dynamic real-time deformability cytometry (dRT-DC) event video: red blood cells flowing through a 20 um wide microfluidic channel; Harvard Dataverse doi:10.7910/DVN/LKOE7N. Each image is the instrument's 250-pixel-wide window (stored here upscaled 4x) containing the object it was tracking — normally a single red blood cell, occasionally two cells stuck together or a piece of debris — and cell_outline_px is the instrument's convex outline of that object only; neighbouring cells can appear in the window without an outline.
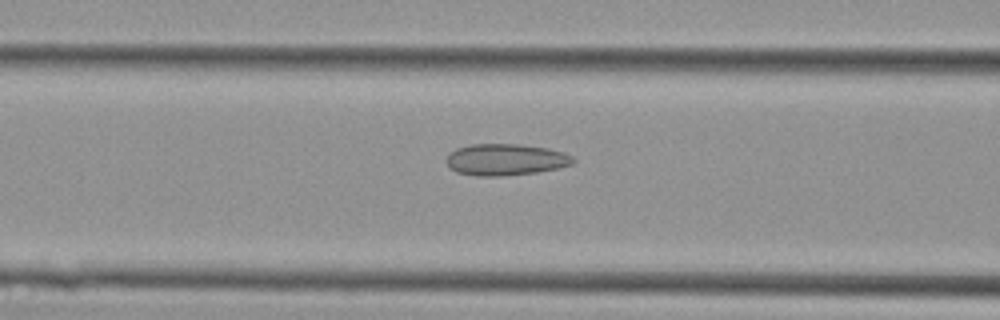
{"species": "Egyptian fruit bat (a non-hibernating species)", "species_latin": "Rousettus aegyptiacus", "temperature_condition": "cold", "stored_images_in_passage": 33, "camera_frame_rate_fps": 3000, "um_per_image_px": 0.085, "animal": {"sex": "female"}, "frame": {"image": 1, "passage_image": 12, "time_ms": 3.667, "image_size_px": [1000, 320], "cell_outline_px": [[576, 160], [572, 164], [560, 168], [536, 172], [500, 176], [476, 176], [456, 172], [448, 168], [448, 156], [456, 148], [472, 144], [520, 144], [548, 148], [564, 152], [572, 156]], "centroid_in_image_um": [43.0, 13.57], "position_along_channel_um": 123.6, "area_um2": 23.35}}
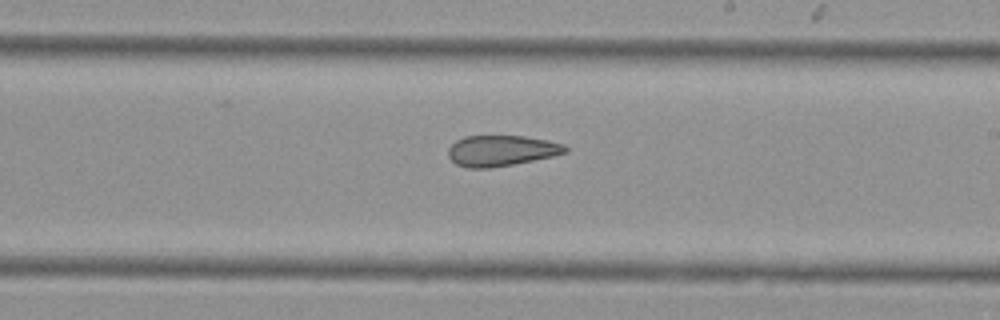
{"frame": {"image": 2, "passage_image": 20, "time_ms": 6.333, "image_size_px": [1000, 320], "cell_outline_px": [[568, 152], [552, 156], [492, 168], [468, 168], [456, 164], [448, 156], [448, 148], [456, 140], [464, 136], [524, 136], [548, 140], [564, 144], [568, 148]], "centroid_in_image_um": [42.6, 12.8], "position_along_channel_um": 246.4, "area_um2": 20.98}}
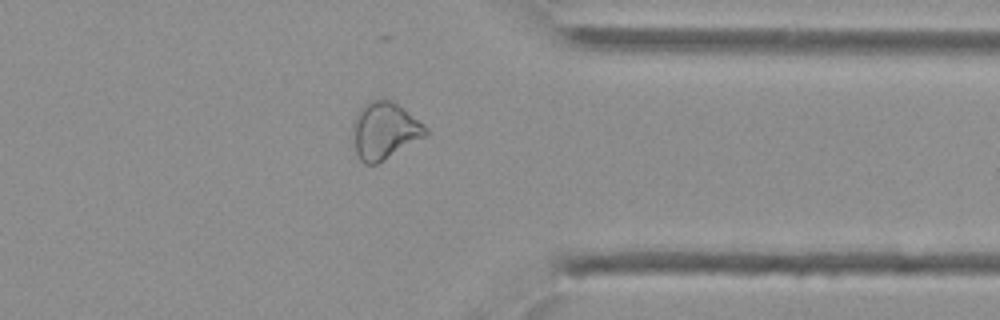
{"frame": {"image": 3, "passage_image": 29, "time_ms": 9.333, "image_size_px": [1000, 320], "cell_outline_px": [[428, 136], [384, 160], [376, 164], [364, 164], [360, 160], [356, 152], [352, 128], [352, 124], [356, 112], [368, 100], [380, 96], [392, 100], [424, 124], [428, 128]], "centroid_in_image_um": [32.69, 11.07], "position_along_channel_um": 378.7, "area_um2": 24.74}}